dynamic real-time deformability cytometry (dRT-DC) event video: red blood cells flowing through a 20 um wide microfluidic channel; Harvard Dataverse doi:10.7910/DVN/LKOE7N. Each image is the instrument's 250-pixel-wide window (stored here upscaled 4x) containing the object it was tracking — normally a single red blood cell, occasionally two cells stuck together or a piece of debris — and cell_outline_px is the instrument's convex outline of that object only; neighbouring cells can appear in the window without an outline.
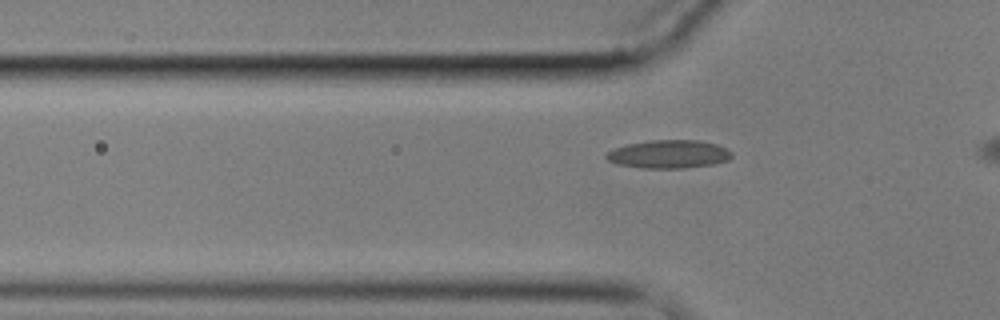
{"species": "common noctule bat (a hibernating species)", "species_latin": "Nyctalus noctula", "temperature_condition": "cold", "stored_images_in_passage": 45, "camera_frame_rate_fps": 3000, "um_per_image_px": 0.085, "animal": {"sex": "male", "body_mass_g": 17.9}, "frame": {"image": 1, "passage_image": 5, "time_ms": 1.333, "image_size_px": [1000, 320], "cell_outline_px": [[732, 156], [728, 160], [712, 164], [684, 168], [644, 168], [616, 164], [608, 160], [604, 156], [612, 148], [628, 144], [652, 140], [700, 140], [716, 144], [728, 148], [732, 152]], "centroid_in_image_um": [56.85, 13.1], "position_along_channel_um": 69.0, "area_um2": 20.69}}
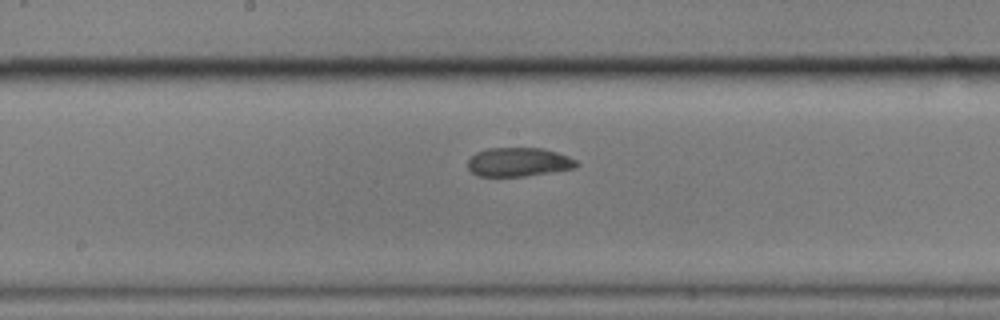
{"frame": {"image": 2, "passage_image": 17, "time_ms": 5.333, "image_size_px": [1000, 320], "cell_outline_px": [[580, 164], [576, 168], [524, 176], [480, 176], [472, 172], [468, 168], [468, 160], [476, 152], [488, 148], [544, 148], [568, 156], [576, 160]], "centroid_in_image_um": [44.1, 13.77], "position_along_channel_um": 204.1, "area_um2": 18.26}}
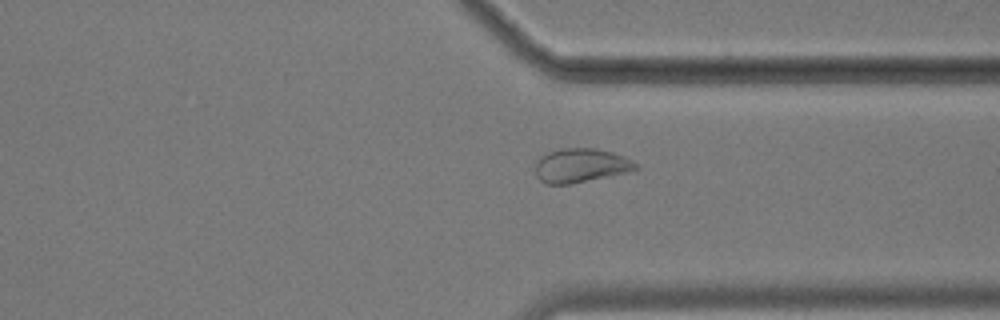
{"frame": {"image": 3, "passage_image": 31, "time_ms": 10.0, "image_size_px": [1000, 320], "cell_outline_px": [[640, 168], [636, 172], [572, 184], [544, 184], [536, 176], [536, 164], [540, 156], [548, 152], [564, 148], [596, 148], [612, 152], [624, 156], [632, 160]], "centroid_in_image_um": [49.44, 14.09], "position_along_channel_um": 362.0, "area_um2": 20.46}, "authors_computed_cell_mechanics": {"area_um2": 19.652, "velocity_mm_per_s": 3.3821, "shape_relaxation_time_tau1_ms": null, "shape_relaxation_time_tau2_ms": 3.9371, "deformation_change_tau1": null, "deformation_change_tau2": 0.0614}}